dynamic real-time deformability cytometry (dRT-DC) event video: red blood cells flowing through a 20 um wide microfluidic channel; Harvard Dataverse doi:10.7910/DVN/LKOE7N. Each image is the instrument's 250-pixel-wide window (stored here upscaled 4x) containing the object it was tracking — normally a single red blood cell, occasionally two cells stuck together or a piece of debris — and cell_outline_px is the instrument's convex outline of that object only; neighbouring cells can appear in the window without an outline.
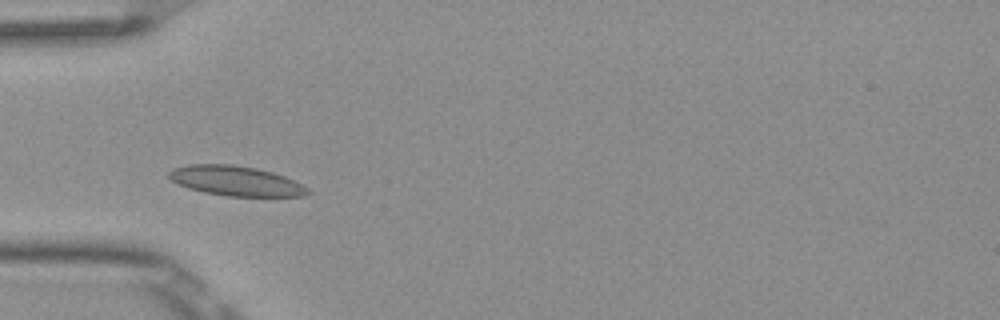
{"species": "Egyptian fruit bat (a non-hibernating species)", "species_latin": "Rousettus aegyptiacus", "temperature_condition": "room temperature", "stored_images_in_passage": 37, "camera_frame_rate_fps": 3000, "um_per_image_px": 0.085, "frame": {"image": 1, "passage_image": 1, "time_ms": 0.0, "image_size_px": [1000, 320], "cell_outline_px": [[312, 192], [304, 196], [228, 196], [204, 192], [188, 188], [172, 180], [168, 176], [168, 172], [172, 168], [188, 164], [232, 164], [256, 168], [272, 172], [284, 176], [308, 188]], "centroid_in_image_um": [20.03, 15.37], "position_along_channel_um": 65.0, "area_um2": 24.04}}
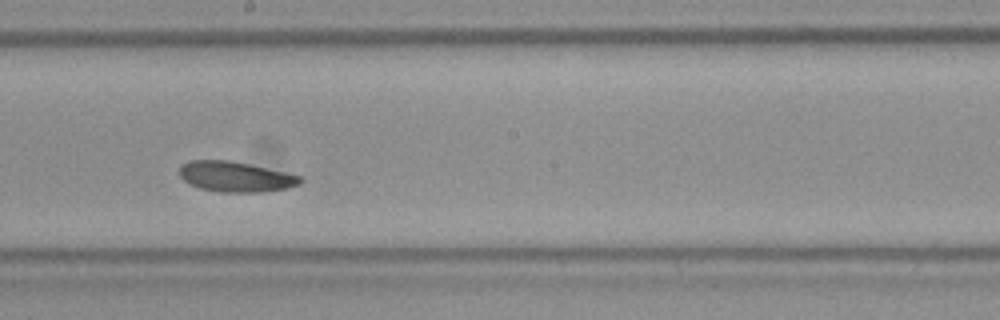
{"frame": {"image": 2, "passage_image": 14, "time_ms": 4.333, "image_size_px": [1000, 320], "cell_outline_px": [[304, 180], [300, 184], [288, 188], [260, 192], [220, 192], [200, 188], [184, 180], [180, 176], [180, 164], [188, 160], [228, 160], [248, 164], [304, 176]], "centroid_in_image_um": [20.05, 15.01], "position_along_channel_um": 228.1, "area_um2": 21.39}}
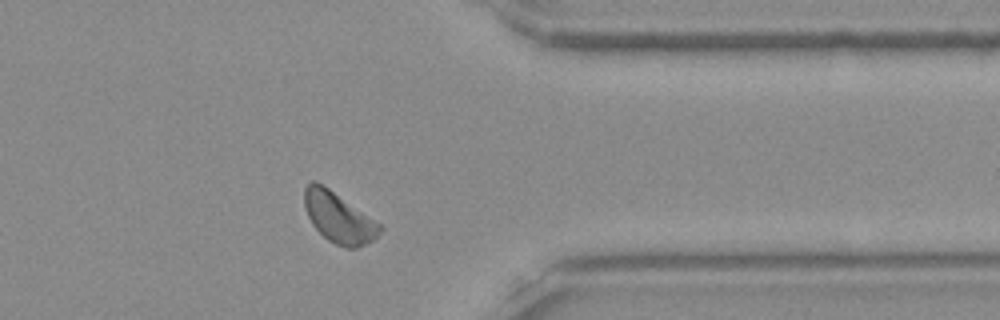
{"frame": {"image": 3, "passage_image": 27, "time_ms": 8.667, "image_size_px": [1000, 320], "cell_outline_px": [[384, 228], [372, 240], [356, 248], [348, 248], [336, 244], [328, 240], [312, 224], [304, 208], [304, 188], [312, 180], [316, 180], [328, 188], [380, 224]], "centroid_in_image_um": [28.75, 18.48], "position_along_channel_um": 382.6, "area_um2": 21.73}, "authors_computed_cell_mechanics": {"area_um2": 21.6172, "velocity_mm_per_s": 3.7954, "shape_relaxation_time_tau1_ms": null, "shape_relaxation_time_tau2_ms": 3.3425, "deformation_change_tau1": null, "deformation_change_tau2": 0.0697}}